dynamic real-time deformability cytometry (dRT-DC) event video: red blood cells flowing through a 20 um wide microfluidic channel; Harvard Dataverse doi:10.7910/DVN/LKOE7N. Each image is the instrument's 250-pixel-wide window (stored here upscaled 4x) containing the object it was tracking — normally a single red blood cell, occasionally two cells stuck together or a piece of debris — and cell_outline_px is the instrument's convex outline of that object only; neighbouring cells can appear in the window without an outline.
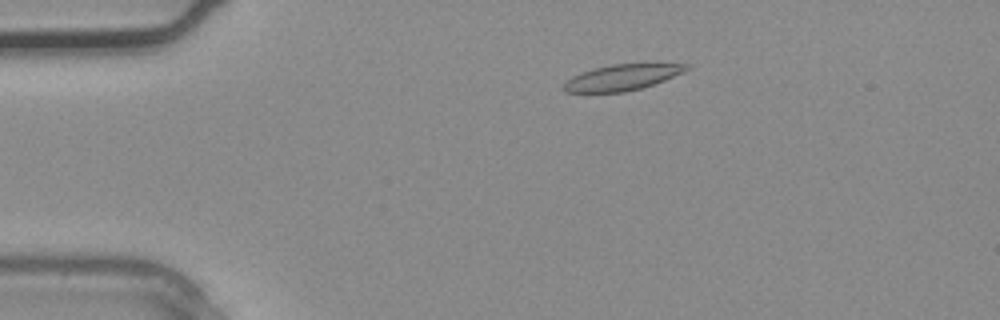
{"species": "common noctule bat (a hibernating species)", "species_latin": "Nyctalus noctula", "temperature_condition": "warm", "stored_images_in_passage": 2, "camera_frame_rate_fps": 3000, "um_per_image_px": 0.085, "animal": {"sex": "male", "body_mass_g": 20.4}, "frame": {"image": 1, "passage_image": 1, "time_ms": 0.0, "image_size_px": [1000, 320], "cell_outline_px": [[692, 68], [684, 72], [664, 80], [640, 88], [624, 92], [564, 92], [564, 84], [572, 76], [592, 68], [612, 64], [688, 64]], "centroid_in_image_um": [52.88, 6.57], "position_along_channel_um": 32.1, "area_um2": 18.26}}
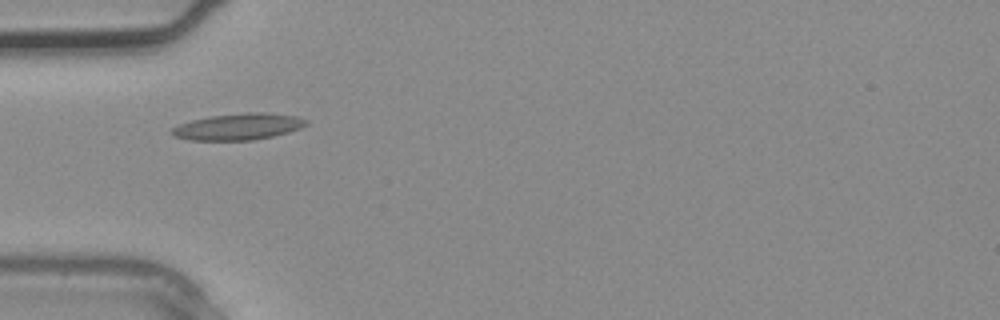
{"frame": {"image": 2, "passage_image": 2, "time_ms": 0.333, "image_size_px": [1000, 320], "cell_outline_px": [[308, 124], [300, 128], [288, 132], [272, 136], [252, 140], [188, 140], [172, 136], [168, 132], [172, 128], [180, 124], [192, 120], [212, 116], [248, 112], [268, 112], [296, 116], [308, 120]], "centroid_in_image_um": [20.24, 10.76], "position_along_channel_um": 64.8, "area_um2": 20.75}}